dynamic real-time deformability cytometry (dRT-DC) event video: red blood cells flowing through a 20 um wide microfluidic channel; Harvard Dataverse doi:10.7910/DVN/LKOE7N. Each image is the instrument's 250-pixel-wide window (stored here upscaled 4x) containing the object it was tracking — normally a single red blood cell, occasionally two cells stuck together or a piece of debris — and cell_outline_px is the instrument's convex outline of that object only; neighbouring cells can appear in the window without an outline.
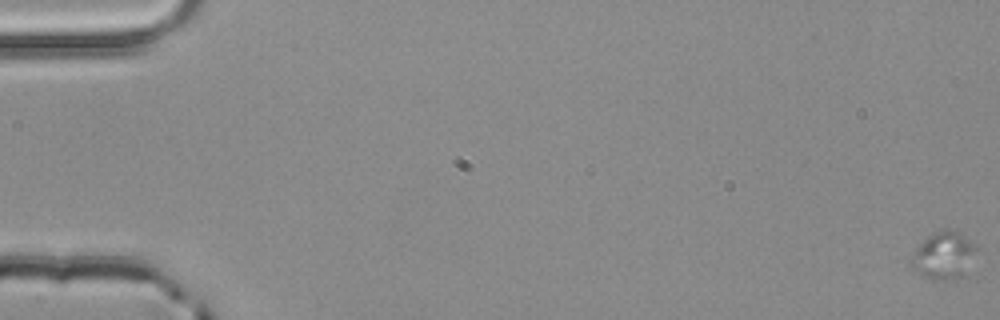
{"species": "common noctule bat (a hibernating species)", "species_latin": "Nyctalus noctula", "temperature_condition": "room temperature", "stored_images_in_passage": 6, "camera_frame_rate_fps": 3000, "um_per_image_px": 0.085, "animal": {"sex": "male", "body_mass_g": 20.4}, "frame": {"image": 1, "passage_image": 1, "time_ms": 0.0, "image_size_px": [1000, 320], "cell_outline_px": [[976, 248], [960, 276], [948, 280], [936, 280], [920, 276], [912, 260], [912, 252], [928, 236], [944, 228], [948, 228], [964, 236], [976, 244]], "centroid_in_image_um": [80.17, 21.69], "position_along_channel_um": 4.8, "area_um2": 17.05}}